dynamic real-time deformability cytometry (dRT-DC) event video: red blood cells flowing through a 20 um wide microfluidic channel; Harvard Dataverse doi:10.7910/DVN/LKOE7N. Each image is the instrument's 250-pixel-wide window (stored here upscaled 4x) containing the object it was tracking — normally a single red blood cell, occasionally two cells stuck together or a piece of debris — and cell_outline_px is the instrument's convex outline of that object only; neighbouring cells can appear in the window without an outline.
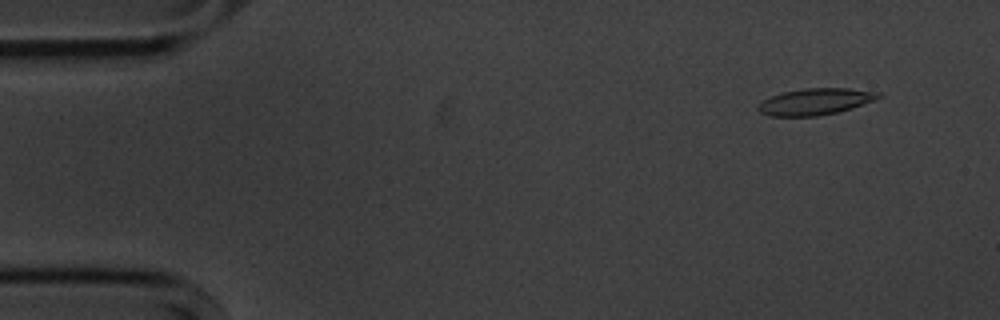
{"species": "common noctule bat (a hibernating species)", "species_latin": "Nyctalus noctula", "temperature_condition": "cold", "stored_images_in_passage": 56, "camera_frame_rate_fps": 3000, "um_per_image_px": 0.085, "animal": {"sex": "male", "body_mass_g": 20.1, "forearm_length_mm": 53.5}, "frame": {"image": 1, "passage_image": 5, "time_ms": 1.333, "image_size_px": [1000, 320], "cell_outline_px": [[884, 96], [876, 100], [836, 112], [816, 116], [768, 116], [760, 112], [756, 108], [764, 100], [772, 96], [784, 92], [804, 88], [848, 88], [880, 92]], "centroid_in_image_um": [69.33, 8.63], "position_along_channel_um": 15.7, "area_um2": 18.44}}
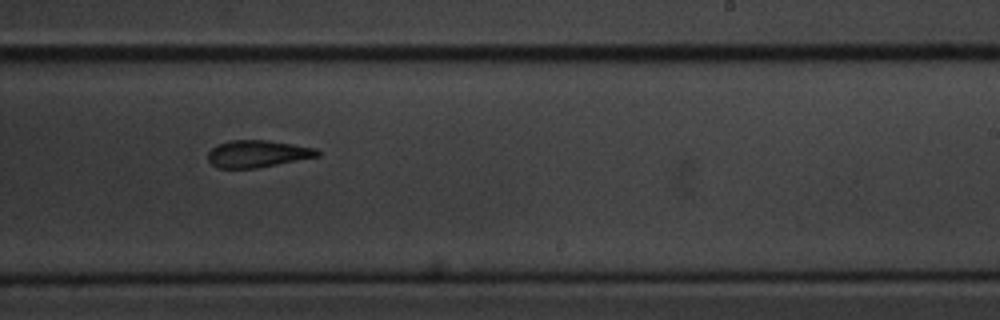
{"frame": {"image": 2, "passage_image": 34, "time_ms": 11.0, "image_size_px": [1000, 320], "cell_outline_px": [[320, 156], [256, 168], [216, 168], [208, 160], [208, 152], [216, 144], [228, 140], [268, 140], [316, 148], [320, 152]], "centroid_in_image_um": [21.86, 13.06], "position_along_channel_um": 267.1, "area_um2": 17.34}}
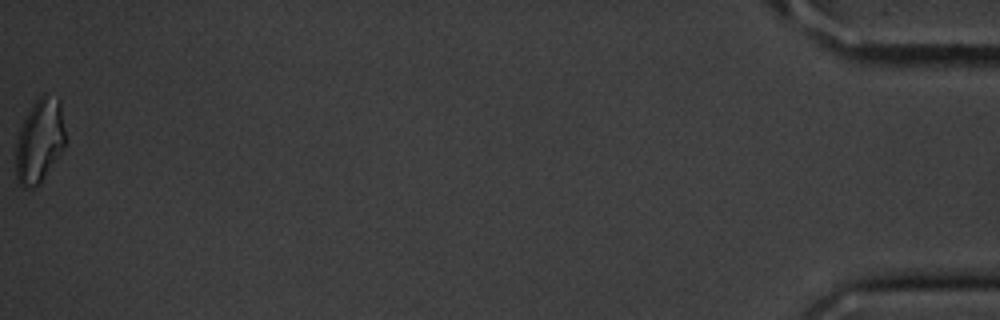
{"frame": {"image": 3, "passage_image": 56, "time_ms": 18.333, "image_size_px": [1000, 320], "cell_outline_px": [[64, 148], [40, 184], [32, 188], [24, 188], [20, 184], [16, 176], [16, 144], [20, 128], [28, 112], [36, 100], [44, 92], [60, 100], [64, 128]], "centroid_in_image_um": [3.36, 11.98], "position_along_channel_um": 431.8, "area_um2": 24.04}, "authors_computed_cell_mechanics": {"area_um2": 18.4382, "velocity_mm_per_s": 3.5879, "shape_relaxation_time_tau1_ms": 6.0595, "shape_relaxation_time_tau2_ms": 4.8633, "deformation_change_tau1": 0.2128, "deformation_change_tau2": 0.1454}}